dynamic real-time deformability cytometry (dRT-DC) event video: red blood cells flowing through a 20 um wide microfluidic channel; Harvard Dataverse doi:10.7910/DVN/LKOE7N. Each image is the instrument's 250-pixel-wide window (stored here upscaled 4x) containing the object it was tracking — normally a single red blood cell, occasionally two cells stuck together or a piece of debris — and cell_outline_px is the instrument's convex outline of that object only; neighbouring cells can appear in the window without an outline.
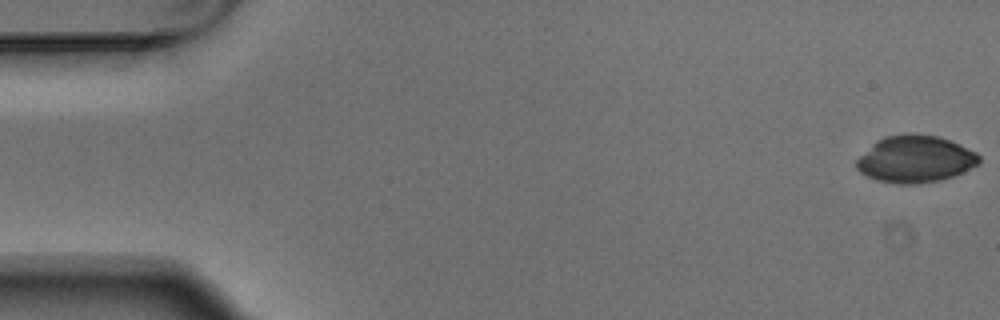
{"species": "Egyptian fruit bat (a non-hibernating species)", "species_latin": "Rousettus aegyptiacus", "temperature_condition": "warm", "stored_images_in_passage": 5, "camera_frame_rate_fps": 3000, "um_per_image_px": 0.085, "animal": {"sex": "male"}, "frame": {"image": 1, "passage_image": 1, "time_ms": 0.0, "image_size_px": [1000, 320], "cell_outline_px": [[980, 164], [964, 172], [940, 180], [912, 184], [900, 184], [876, 180], [860, 172], [856, 168], [856, 160], [876, 140], [884, 136], [908, 132], [912, 132], [940, 136], [976, 152], [980, 156]], "centroid_in_image_um": [77.8, 13.5], "position_along_channel_um": 7.2, "area_um2": 33.81}}
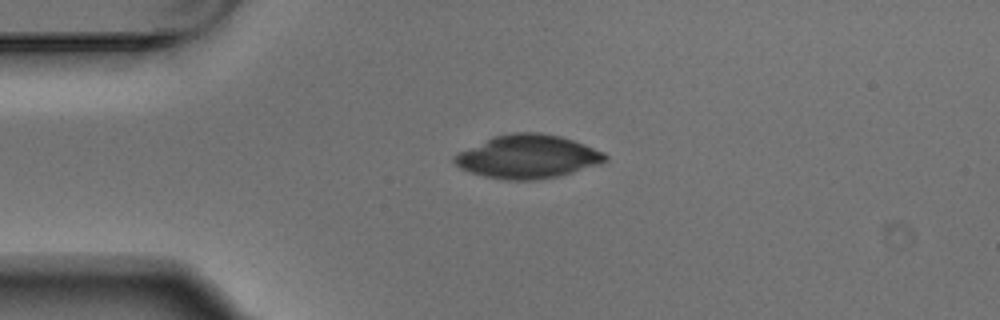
{"frame": {"image": 2, "passage_image": 4, "time_ms": 1.0, "image_size_px": [1000, 320], "cell_outline_px": [[608, 160], [600, 164], [572, 172], [556, 176], [536, 180], [508, 180], [484, 176], [460, 168], [452, 160], [452, 156], [492, 136], [512, 132], [540, 132], [560, 136], [584, 144], [604, 152], [608, 156]], "centroid_in_image_um": [44.86, 13.3], "position_along_channel_um": 40.1, "area_um2": 38.03}}